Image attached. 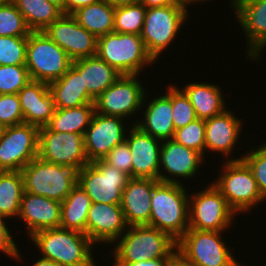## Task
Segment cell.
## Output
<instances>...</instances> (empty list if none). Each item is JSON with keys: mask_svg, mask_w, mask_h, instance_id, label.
Wrapping results in <instances>:
<instances>
[{"mask_svg": "<svg viewBox=\"0 0 266 266\" xmlns=\"http://www.w3.org/2000/svg\"><path fill=\"white\" fill-rule=\"evenodd\" d=\"M30 238L42 258L60 266H92L96 263L92 254L95 244L81 232L58 227L37 231Z\"/></svg>", "mask_w": 266, "mask_h": 266, "instance_id": "cell-1", "label": "cell"}, {"mask_svg": "<svg viewBox=\"0 0 266 266\" xmlns=\"http://www.w3.org/2000/svg\"><path fill=\"white\" fill-rule=\"evenodd\" d=\"M119 240V241H118ZM116 243V244H115ZM113 245L114 264L167 259L177 250V241L149 225L128 226Z\"/></svg>", "mask_w": 266, "mask_h": 266, "instance_id": "cell-2", "label": "cell"}, {"mask_svg": "<svg viewBox=\"0 0 266 266\" xmlns=\"http://www.w3.org/2000/svg\"><path fill=\"white\" fill-rule=\"evenodd\" d=\"M158 182L152 192L149 226L178 241L189 230V195L183 186Z\"/></svg>", "mask_w": 266, "mask_h": 266, "instance_id": "cell-3", "label": "cell"}, {"mask_svg": "<svg viewBox=\"0 0 266 266\" xmlns=\"http://www.w3.org/2000/svg\"><path fill=\"white\" fill-rule=\"evenodd\" d=\"M80 170L73 165H57L34 158L22 170L24 190L62 202L78 184Z\"/></svg>", "mask_w": 266, "mask_h": 266, "instance_id": "cell-4", "label": "cell"}, {"mask_svg": "<svg viewBox=\"0 0 266 266\" xmlns=\"http://www.w3.org/2000/svg\"><path fill=\"white\" fill-rule=\"evenodd\" d=\"M96 55L121 75H140L147 65L156 63L141 36L129 33L111 32L97 38Z\"/></svg>", "mask_w": 266, "mask_h": 266, "instance_id": "cell-5", "label": "cell"}, {"mask_svg": "<svg viewBox=\"0 0 266 266\" xmlns=\"http://www.w3.org/2000/svg\"><path fill=\"white\" fill-rule=\"evenodd\" d=\"M188 6H163L146 8L141 38L147 53L157 62L160 55L181 31L188 20Z\"/></svg>", "mask_w": 266, "mask_h": 266, "instance_id": "cell-6", "label": "cell"}, {"mask_svg": "<svg viewBox=\"0 0 266 266\" xmlns=\"http://www.w3.org/2000/svg\"><path fill=\"white\" fill-rule=\"evenodd\" d=\"M71 65L68 54L43 31L29 34L25 66L31 80L50 84L61 78Z\"/></svg>", "mask_w": 266, "mask_h": 266, "instance_id": "cell-7", "label": "cell"}, {"mask_svg": "<svg viewBox=\"0 0 266 266\" xmlns=\"http://www.w3.org/2000/svg\"><path fill=\"white\" fill-rule=\"evenodd\" d=\"M223 164L221 174L212 183L236 214L250 213L253 207L264 202L251 169L243 160H226Z\"/></svg>", "mask_w": 266, "mask_h": 266, "instance_id": "cell-8", "label": "cell"}, {"mask_svg": "<svg viewBox=\"0 0 266 266\" xmlns=\"http://www.w3.org/2000/svg\"><path fill=\"white\" fill-rule=\"evenodd\" d=\"M221 233L189 229L177 241V251L193 266H242Z\"/></svg>", "mask_w": 266, "mask_h": 266, "instance_id": "cell-9", "label": "cell"}, {"mask_svg": "<svg viewBox=\"0 0 266 266\" xmlns=\"http://www.w3.org/2000/svg\"><path fill=\"white\" fill-rule=\"evenodd\" d=\"M200 190L189 195V229L227 231L236 212L213 183Z\"/></svg>", "mask_w": 266, "mask_h": 266, "instance_id": "cell-10", "label": "cell"}, {"mask_svg": "<svg viewBox=\"0 0 266 266\" xmlns=\"http://www.w3.org/2000/svg\"><path fill=\"white\" fill-rule=\"evenodd\" d=\"M129 179L127 174L98 159L80 170L78 184L92 203L121 205L122 191Z\"/></svg>", "mask_w": 266, "mask_h": 266, "instance_id": "cell-11", "label": "cell"}, {"mask_svg": "<svg viewBox=\"0 0 266 266\" xmlns=\"http://www.w3.org/2000/svg\"><path fill=\"white\" fill-rule=\"evenodd\" d=\"M139 75H121L94 100L95 112L107 116L131 118L141 112L147 98ZM146 95V96H145Z\"/></svg>", "mask_w": 266, "mask_h": 266, "instance_id": "cell-12", "label": "cell"}, {"mask_svg": "<svg viewBox=\"0 0 266 266\" xmlns=\"http://www.w3.org/2000/svg\"><path fill=\"white\" fill-rule=\"evenodd\" d=\"M39 127L20 124L5 127L0 137V171H21L38 157Z\"/></svg>", "mask_w": 266, "mask_h": 266, "instance_id": "cell-13", "label": "cell"}, {"mask_svg": "<svg viewBox=\"0 0 266 266\" xmlns=\"http://www.w3.org/2000/svg\"><path fill=\"white\" fill-rule=\"evenodd\" d=\"M84 134L53 132L39 128L38 157L57 165H73L81 170L89 163L85 152Z\"/></svg>", "mask_w": 266, "mask_h": 266, "instance_id": "cell-14", "label": "cell"}, {"mask_svg": "<svg viewBox=\"0 0 266 266\" xmlns=\"http://www.w3.org/2000/svg\"><path fill=\"white\" fill-rule=\"evenodd\" d=\"M72 61L96 56L97 38L69 14H62L43 31Z\"/></svg>", "mask_w": 266, "mask_h": 266, "instance_id": "cell-15", "label": "cell"}, {"mask_svg": "<svg viewBox=\"0 0 266 266\" xmlns=\"http://www.w3.org/2000/svg\"><path fill=\"white\" fill-rule=\"evenodd\" d=\"M126 119L94 113L84 133V145L89 162L103 159L116 145L125 141Z\"/></svg>", "mask_w": 266, "mask_h": 266, "instance_id": "cell-16", "label": "cell"}, {"mask_svg": "<svg viewBox=\"0 0 266 266\" xmlns=\"http://www.w3.org/2000/svg\"><path fill=\"white\" fill-rule=\"evenodd\" d=\"M229 3L246 34L247 59L260 61L266 47V0H230Z\"/></svg>", "mask_w": 266, "mask_h": 266, "instance_id": "cell-17", "label": "cell"}, {"mask_svg": "<svg viewBox=\"0 0 266 266\" xmlns=\"http://www.w3.org/2000/svg\"><path fill=\"white\" fill-rule=\"evenodd\" d=\"M203 162L205 163L204 157L199 152L187 148L173 139L164 140L160 150L159 181L182 184L183 182L178 179L187 180L194 177L203 166V164L201 165Z\"/></svg>", "mask_w": 266, "mask_h": 266, "instance_id": "cell-18", "label": "cell"}, {"mask_svg": "<svg viewBox=\"0 0 266 266\" xmlns=\"http://www.w3.org/2000/svg\"><path fill=\"white\" fill-rule=\"evenodd\" d=\"M125 141L131 150V178L159 180L160 150L162 141L130 124Z\"/></svg>", "mask_w": 266, "mask_h": 266, "instance_id": "cell-19", "label": "cell"}, {"mask_svg": "<svg viewBox=\"0 0 266 266\" xmlns=\"http://www.w3.org/2000/svg\"><path fill=\"white\" fill-rule=\"evenodd\" d=\"M121 205L92 203L87 221L86 235L94 244H112L127 230Z\"/></svg>", "mask_w": 266, "mask_h": 266, "instance_id": "cell-20", "label": "cell"}, {"mask_svg": "<svg viewBox=\"0 0 266 266\" xmlns=\"http://www.w3.org/2000/svg\"><path fill=\"white\" fill-rule=\"evenodd\" d=\"M233 112L225 109L222 113L205 120V153H221L227 156V161L242 160L243 154L238 158H232L234 148L241 138L242 123L241 119ZM237 117V118H236ZM230 156V157H229ZM232 158V159H229Z\"/></svg>", "mask_w": 266, "mask_h": 266, "instance_id": "cell-21", "label": "cell"}, {"mask_svg": "<svg viewBox=\"0 0 266 266\" xmlns=\"http://www.w3.org/2000/svg\"><path fill=\"white\" fill-rule=\"evenodd\" d=\"M60 217L61 202L24 191L18 218L27 224L28 238L37 231L60 227Z\"/></svg>", "mask_w": 266, "mask_h": 266, "instance_id": "cell-22", "label": "cell"}, {"mask_svg": "<svg viewBox=\"0 0 266 266\" xmlns=\"http://www.w3.org/2000/svg\"><path fill=\"white\" fill-rule=\"evenodd\" d=\"M159 180L130 178L122 191L121 208L128 226L149 225L151 197Z\"/></svg>", "mask_w": 266, "mask_h": 266, "instance_id": "cell-23", "label": "cell"}, {"mask_svg": "<svg viewBox=\"0 0 266 266\" xmlns=\"http://www.w3.org/2000/svg\"><path fill=\"white\" fill-rule=\"evenodd\" d=\"M24 123L46 126L55 111L49 84L30 80L18 93Z\"/></svg>", "mask_w": 266, "mask_h": 266, "instance_id": "cell-24", "label": "cell"}, {"mask_svg": "<svg viewBox=\"0 0 266 266\" xmlns=\"http://www.w3.org/2000/svg\"><path fill=\"white\" fill-rule=\"evenodd\" d=\"M166 93L148 101L147 106L142 108L143 119H136L133 125L138 126L143 132L161 141L173 139L175 128L172 120V106L170 101V85Z\"/></svg>", "mask_w": 266, "mask_h": 266, "instance_id": "cell-25", "label": "cell"}, {"mask_svg": "<svg viewBox=\"0 0 266 266\" xmlns=\"http://www.w3.org/2000/svg\"><path fill=\"white\" fill-rule=\"evenodd\" d=\"M71 66L82 76L83 86L94 100L121 76L97 55L72 61Z\"/></svg>", "mask_w": 266, "mask_h": 266, "instance_id": "cell-26", "label": "cell"}, {"mask_svg": "<svg viewBox=\"0 0 266 266\" xmlns=\"http://www.w3.org/2000/svg\"><path fill=\"white\" fill-rule=\"evenodd\" d=\"M49 88L57 109L94 104L87 87L83 86L82 76L72 66L61 78L51 82Z\"/></svg>", "mask_w": 266, "mask_h": 266, "instance_id": "cell-27", "label": "cell"}, {"mask_svg": "<svg viewBox=\"0 0 266 266\" xmlns=\"http://www.w3.org/2000/svg\"><path fill=\"white\" fill-rule=\"evenodd\" d=\"M217 85L191 82L181 88L193 105L197 119L207 120L227 109L223 89Z\"/></svg>", "mask_w": 266, "mask_h": 266, "instance_id": "cell-28", "label": "cell"}, {"mask_svg": "<svg viewBox=\"0 0 266 266\" xmlns=\"http://www.w3.org/2000/svg\"><path fill=\"white\" fill-rule=\"evenodd\" d=\"M92 201L77 184L61 202L60 227L86 234V221Z\"/></svg>", "mask_w": 266, "mask_h": 266, "instance_id": "cell-29", "label": "cell"}, {"mask_svg": "<svg viewBox=\"0 0 266 266\" xmlns=\"http://www.w3.org/2000/svg\"><path fill=\"white\" fill-rule=\"evenodd\" d=\"M72 16L96 38L114 32L115 8L104 0L82 7Z\"/></svg>", "mask_w": 266, "mask_h": 266, "instance_id": "cell-30", "label": "cell"}, {"mask_svg": "<svg viewBox=\"0 0 266 266\" xmlns=\"http://www.w3.org/2000/svg\"><path fill=\"white\" fill-rule=\"evenodd\" d=\"M94 113V104L65 109L55 108L54 114L46 126L53 132L84 134Z\"/></svg>", "mask_w": 266, "mask_h": 266, "instance_id": "cell-31", "label": "cell"}, {"mask_svg": "<svg viewBox=\"0 0 266 266\" xmlns=\"http://www.w3.org/2000/svg\"><path fill=\"white\" fill-rule=\"evenodd\" d=\"M21 171H0V217H18L24 193Z\"/></svg>", "mask_w": 266, "mask_h": 266, "instance_id": "cell-32", "label": "cell"}, {"mask_svg": "<svg viewBox=\"0 0 266 266\" xmlns=\"http://www.w3.org/2000/svg\"><path fill=\"white\" fill-rule=\"evenodd\" d=\"M13 4L23 15L32 32L44 31L62 12L47 0H14Z\"/></svg>", "mask_w": 266, "mask_h": 266, "instance_id": "cell-33", "label": "cell"}, {"mask_svg": "<svg viewBox=\"0 0 266 266\" xmlns=\"http://www.w3.org/2000/svg\"><path fill=\"white\" fill-rule=\"evenodd\" d=\"M146 7L140 2L115 8L114 32L140 35Z\"/></svg>", "mask_w": 266, "mask_h": 266, "instance_id": "cell-34", "label": "cell"}, {"mask_svg": "<svg viewBox=\"0 0 266 266\" xmlns=\"http://www.w3.org/2000/svg\"><path fill=\"white\" fill-rule=\"evenodd\" d=\"M170 101L175 130L180 129L197 119L193 105L177 85L170 84Z\"/></svg>", "mask_w": 266, "mask_h": 266, "instance_id": "cell-35", "label": "cell"}, {"mask_svg": "<svg viewBox=\"0 0 266 266\" xmlns=\"http://www.w3.org/2000/svg\"><path fill=\"white\" fill-rule=\"evenodd\" d=\"M31 32L13 3L0 6V36L28 37Z\"/></svg>", "mask_w": 266, "mask_h": 266, "instance_id": "cell-36", "label": "cell"}, {"mask_svg": "<svg viewBox=\"0 0 266 266\" xmlns=\"http://www.w3.org/2000/svg\"><path fill=\"white\" fill-rule=\"evenodd\" d=\"M173 140L199 152L205 157V120L196 119L186 126L175 130Z\"/></svg>", "mask_w": 266, "mask_h": 266, "instance_id": "cell-37", "label": "cell"}, {"mask_svg": "<svg viewBox=\"0 0 266 266\" xmlns=\"http://www.w3.org/2000/svg\"><path fill=\"white\" fill-rule=\"evenodd\" d=\"M27 37L0 36V65H26Z\"/></svg>", "mask_w": 266, "mask_h": 266, "instance_id": "cell-38", "label": "cell"}, {"mask_svg": "<svg viewBox=\"0 0 266 266\" xmlns=\"http://www.w3.org/2000/svg\"><path fill=\"white\" fill-rule=\"evenodd\" d=\"M30 80L25 65H0V94H17Z\"/></svg>", "mask_w": 266, "mask_h": 266, "instance_id": "cell-39", "label": "cell"}, {"mask_svg": "<svg viewBox=\"0 0 266 266\" xmlns=\"http://www.w3.org/2000/svg\"><path fill=\"white\" fill-rule=\"evenodd\" d=\"M242 160L251 169L262 200L266 202V142L244 153Z\"/></svg>", "mask_w": 266, "mask_h": 266, "instance_id": "cell-40", "label": "cell"}, {"mask_svg": "<svg viewBox=\"0 0 266 266\" xmlns=\"http://www.w3.org/2000/svg\"><path fill=\"white\" fill-rule=\"evenodd\" d=\"M24 123L18 94H0V124L4 127Z\"/></svg>", "mask_w": 266, "mask_h": 266, "instance_id": "cell-41", "label": "cell"}, {"mask_svg": "<svg viewBox=\"0 0 266 266\" xmlns=\"http://www.w3.org/2000/svg\"><path fill=\"white\" fill-rule=\"evenodd\" d=\"M103 160L131 178L132 157L130 147L126 141L116 145Z\"/></svg>", "mask_w": 266, "mask_h": 266, "instance_id": "cell-42", "label": "cell"}, {"mask_svg": "<svg viewBox=\"0 0 266 266\" xmlns=\"http://www.w3.org/2000/svg\"><path fill=\"white\" fill-rule=\"evenodd\" d=\"M0 251L7 254L8 257L14 258V260H21V253L18 249L16 241H0Z\"/></svg>", "mask_w": 266, "mask_h": 266, "instance_id": "cell-43", "label": "cell"}, {"mask_svg": "<svg viewBox=\"0 0 266 266\" xmlns=\"http://www.w3.org/2000/svg\"><path fill=\"white\" fill-rule=\"evenodd\" d=\"M98 1L99 0H66L64 14L72 15L76 10Z\"/></svg>", "mask_w": 266, "mask_h": 266, "instance_id": "cell-44", "label": "cell"}, {"mask_svg": "<svg viewBox=\"0 0 266 266\" xmlns=\"http://www.w3.org/2000/svg\"><path fill=\"white\" fill-rule=\"evenodd\" d=\"M146 8L163 6H187L181 0H140Z\"/></svg>", "mask_w": 266, "mask_h": 266, "instance_id": "cell-45", "label": "cell"}, {"mask_svg": "<svg viewBox=\"0 0 266 266\" xmlns=\"http://www.w3.org/2000/svg\"><path fill=\"white\" fill-rule=\"evenodd\" d=\"M164 266H193L180 252L177 250L165 261Z\"/></svg>", "mask_w": 266, "mask_h": 266, "instance_id": "cell-46", "label": "cell"}, {"mask_svg": "<svg viewBox=\"0 0 266 266\" xmlns=\"http://www.w3.org/2000/svg\"><path fill=\"white\" fill-rule=\"evenodd\" d=\"M166 259H153L130 264H112V266H164Z\"/></svg>", "mask_w": 266, "mask_h": 266, "instance_id": "cell-47", "label": "cell"}, {"mask_svg": "<svg viewBox=\"0 0 266 266\" xmlns=\"http://www.w3.org/2000/svg\"><path fill=\"white\" fill-rule=\"evenodd\" d=\"M11 233L7 223L0 217V241H15Z\"/></svg>", "mask_w": 266, "mask_h": 266, "instance_id": "cell-48", "label": "cell"}, {"mask_svg": "<svg viewBox=\"0 0 266 266\" xmlns=\"http://www.w3.org/2000/svg\"><path fill=\"white\" fill-rule=\"evenodd\" d=\"M104 1L114 8L140 2V0H104Z\"/></svg>", "mask_w": 266, "mask_h": 266, "instance_id": "cell-49", "label": "cell"}, {"mask_svg": "<svg viewBox=\"0 0 266 266\" xmlns=\"http://www.w3.org/2000/svg\"><path fill=\"white\" fill-rule=\"evenodd\" d=\"M32 266H60V265L52 260L40 257V259L36 260V262L33 263Z\"/></svg>", "mask_w": 266, "mask_h": 266, "instance_id": "cell-50", "label": "cell"}, {"mask_svg": "<svg viewBox=\"0 0 266 266\" xmlns=\"http://www.w3.org/2000/svg\"><path fill=\"white\" fill-rule=\"evenodd\" d=\"M47 1L55 5L62 12V14H64L66 0H47Z\"/></svg>", "mask_w": 266, "mask_h": 266, "instance_id": "cell-51", "label": "cell"}, {"mask_svg": "<svg viewBox=\"0 0 266 266\" xmlns=\"http://www.w3.org/2000/svg\"><path fill=\"white\" fill-rule=\"evenodd\" d=\"M181 1H182L185 5L188 6V5L192 4V3L194 4V3H197V2H198V3H200V2H201V3H203V2L205 3V1H208V0H181Z\"/></svg>", "mask_w": 266, "mask_h": 266, "instance_id": "cell-52", "label": "cell"}, {"mask_svg": "<svg viewBox=\"0 0 266 266\" xmlns=\"http://www.w3.org/2000/svg\"><path fill=\"white\" fill-rule=\"evenodd\" d=\"M14 0H0V6L13 3Z\"/></svg>", "mask_w": 266, "mask_h": 266, "instance_id": "cell-53", "label": "cell"}, {"mask_svg": "<svg viewBox=\"0 0 266 266\" xmlns=\"http://www.w3.org/2000/svg\"><path fill=\"white\" fill-rule=\"evenodd\" d=\"M4 129H5V127L2 124H0V137L2 136V134L4 132Z\"/></svg>", "mask_w": 266, "mask_h": 266, "instance_id": "cell-54", "label": "cell"}]
</instances>
